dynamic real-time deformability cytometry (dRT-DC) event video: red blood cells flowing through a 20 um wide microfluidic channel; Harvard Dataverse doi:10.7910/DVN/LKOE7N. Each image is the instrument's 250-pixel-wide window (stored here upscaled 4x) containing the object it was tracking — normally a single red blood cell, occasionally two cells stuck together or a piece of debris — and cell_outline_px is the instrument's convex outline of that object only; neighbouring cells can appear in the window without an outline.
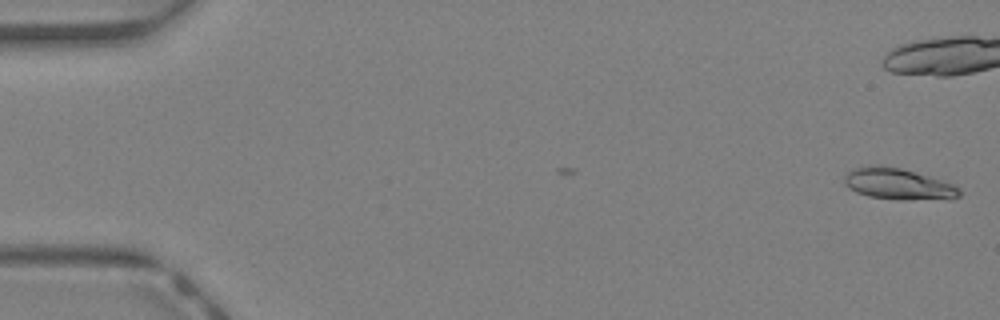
{"species": "Egyptian fruit bat (a non-hibernating species)", "species_latin": "Rousettus aegyptiacus", "temperature_condition": "warm", "stored_images_in_passage": 44, "camera_frame_rate_fps": 3000, "um_per_image_px": 0.085, "animal": {"sex": "female"}, "frame": {"image": 1, "passage_image": 1, "time_ms": 0.0, "image_size_px": [1000, 320], "cell_outline_px": [[960, 196], [900, 200], [896, 200], [868, 196], [856, 192], [844, 184], [844, 176], [852, 168], [868, 164], [876, 164], [900, 168], [940, 180], [952, 184], [960, 188]], "centroid_in_image_um": [76.22, 15.61], "position_along_channel_um": 8.8, "area_um2": 20.58}, "authors_computed_cell_mechanics": {"area_um2": 19.8543, "velocity_mm_per_s": 4.7496, "shape_relaxation_time_tau1_ms": null, "shape_relaxation_time_tau2_ms": 9.6172, "deformation_change_tau1": null, "deformation_change_tau2": 0.2732}}